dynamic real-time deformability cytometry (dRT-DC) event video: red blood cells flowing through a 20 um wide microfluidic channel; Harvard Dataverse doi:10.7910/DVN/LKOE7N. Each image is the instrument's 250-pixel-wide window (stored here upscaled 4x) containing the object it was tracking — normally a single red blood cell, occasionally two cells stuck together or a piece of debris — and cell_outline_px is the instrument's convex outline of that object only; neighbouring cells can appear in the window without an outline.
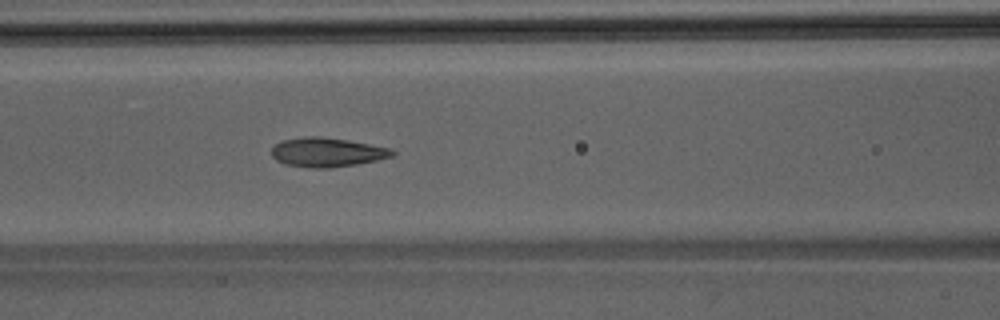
{"species": "Egyptian fruit bat (a non-hibernating species)", "species_latin": "Rousettus aegyptiacus", "temperature_condition": "room temperature", "stored_images_in_passage": 49, "camera_frame_rate_fps": 3000, "um_per_image_px": 0.085, "animal": {"sex": "male"}, "frame": {"image": 1, "passage_image": 21, "time_ms": 6.667, "image_size_px": [1000, 320], "cell_outline_px": [[396, 152], [392, 156], [376, 160], [356, 164], [328, 168], [312, 168], [284, 164], [276, 160], [272, 156], [272, 148], [276, 144], [284, 140], [304, 136], [320, 136], [348, 140], [392, 148]], "centroid_in_image_um": [27.8, 12.94], "position_along_channel_um": 138.8, "area_um2": 20.52}}
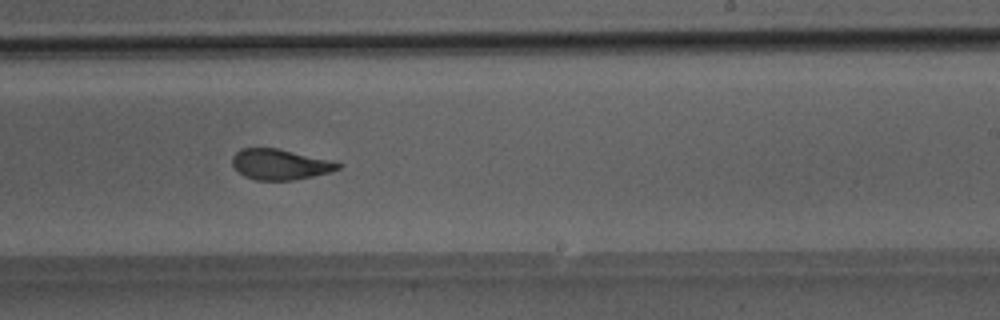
{"frame": {"image": 2, "passage_image": 30, "time_ms": 9.667, "image_size_px": [1000, 320], "cell_outline_px": [[344, 164], [340, 168], [328, 172], [312, 176], [292, 180], [256, 180], [244, 176], [232, 164], [232, 156], [240, 148], [276, 148], [332, 160]], "centroid_in_image_um": [23.8, 13.96], "position_along_channel_um": 265.2, "area_um2": 18.73}}
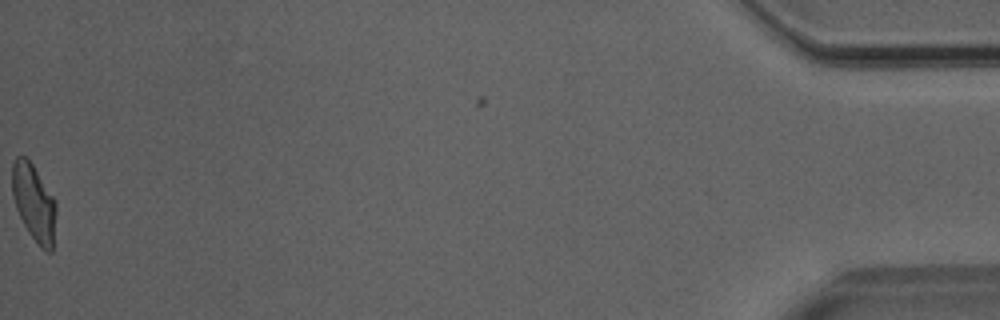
{"frame": {"image": 3, "passage_image": 49, "time_ms": 16.0, "image_size_px": [1000, 320], "cell_outline_px": [[56, 208], [52, 252], [48, 252], [40, 248], [28, 232], [16, 208], [12, 192], [12, 164], [16, 156], [24, 156], [32, 164], [56, 200]], "centroid_in_image_um": [2.88, 17.23], "position_along_channel_um": 432.3, "area_um2": 19.59}}